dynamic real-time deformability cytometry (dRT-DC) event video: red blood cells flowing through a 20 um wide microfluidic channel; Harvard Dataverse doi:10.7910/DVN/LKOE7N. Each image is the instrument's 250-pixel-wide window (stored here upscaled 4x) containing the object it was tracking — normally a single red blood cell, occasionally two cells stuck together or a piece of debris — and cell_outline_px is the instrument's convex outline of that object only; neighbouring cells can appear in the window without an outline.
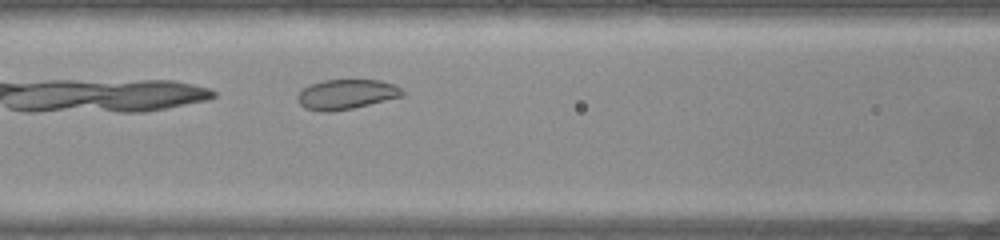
{"species": "common noctule bat (a hibernating species)", "species_latin": "Nyctalus noctula", "temperature_condition": "warm", "stored_images_in_passage": 28, "camera_frame_rate_fps": 3000, "um_per_image_px": 0.085, "animal": {"sex": "female", "body_mass_g": 22.0, "forearm_length_mm": 56.7}, "frame": {"image": 1, "passage_image": 7, "time_ms": 2.0, "image_size_px": [1000, 240], "cell_outline_px": [[404, 96], [352, 108], [328, 112], [320, 112], [304, 108], [296, 100], [296, 96], [304, 88], [312, 84], [324, 80], [380, 80], [396, 84], [404, 92]], "centroid_in_image_um": [29.44, 8.02], "position_along_channel_um": 137.2, "area_um2": 18.26}}
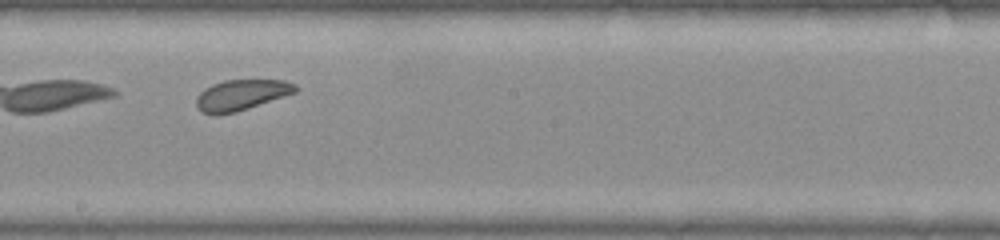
{"frame": {"image": 2, "passage_image": 14, "time_ms": 4.333, "image_size_px": [1000, 240], "cell_outline_px": [[296, 92], [236, 112], [216, 116], [204, 112], [196, 104], [196, 96], [204, 88], [212, 84], [224, 80], [284, 80], [296, 84]], "centroid_in_image_um": [20.48, 8.07], "position_along_channel_um": 227.7, "area_um2": 17.63}}
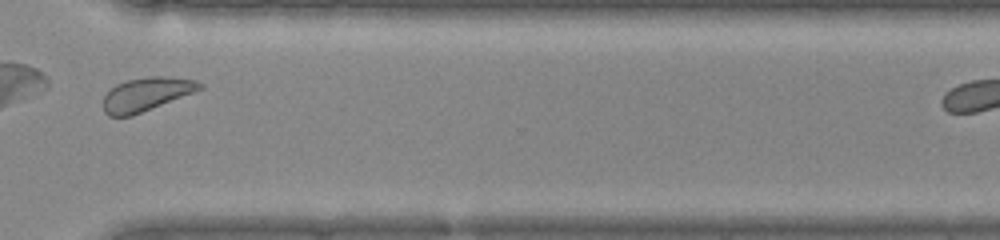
{"frame": {"image": 3, "passage_image": 24, "time_ms": 7.667, "image_size_px": [1000, 240], "cell_outline_px": [[204, 88], [132, 116], [108, 116], [104, 112], [104, 96], [116, 84], [128, 80], [148, 76], [172, 76], [196, 80], [204, 84]], "centroid_in_image_um": [12.47, 7.99], "position_along_channel_um": 358.1, "area_um2": 18.84}}